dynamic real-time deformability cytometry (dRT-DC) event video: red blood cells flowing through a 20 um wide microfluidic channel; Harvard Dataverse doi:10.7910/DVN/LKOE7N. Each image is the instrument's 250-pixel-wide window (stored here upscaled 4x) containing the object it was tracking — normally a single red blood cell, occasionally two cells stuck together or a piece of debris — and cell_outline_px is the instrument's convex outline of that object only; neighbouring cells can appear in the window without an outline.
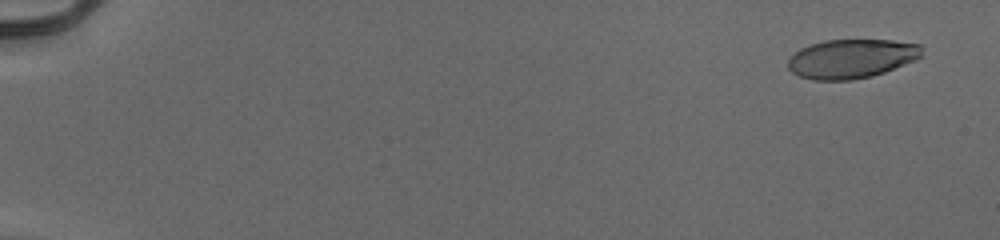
{"species": "human", "species_latin": "Homo sapiens", "temperature_condition": "cold", "stored_images_in_passage": 56, "camera_frame_rate_fps": 3000, "um_per_image_px": 0.085, "donor": {"sex": "male"}, "frame": {"image": 1, "passage_image": 4, "time_ms": 1.0, "image_size_px": [1000, 240], "cell_outline_px": [[924, 56], [916, 60], [884, 72], [872, 76], [852, 80], [812, 80], [800, 76], [792, 72], [788, 68], [788, 60], [800, 48], [824, 40], [892, 40], [920, 44]], "centroid_in_image_um": [72.4, 4.99], "position_along_channel_um": 12.6, "area_um2": 30.58}}
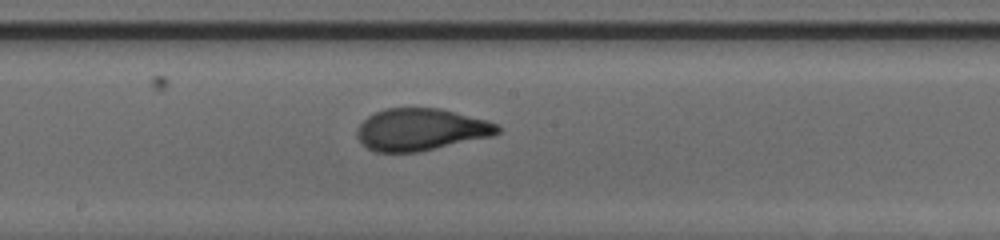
{"frame": {"image": 2, "passage_image": 33, "time_ms": 10.667, "image_size_px": [1000, 240], "cell_outline_px": [[500, 132], [496, 136], [420, 152], [376, 152], [368, 148], [356, 136], [356, 128], [368, 116], [376, 112], [388, 108], [440, 108], [488, 120], [500, 124]], "centroid_in_image_um": [35.84, 11.02], "position_along_channel_um": 212.4, "area_um2": 34.85}}
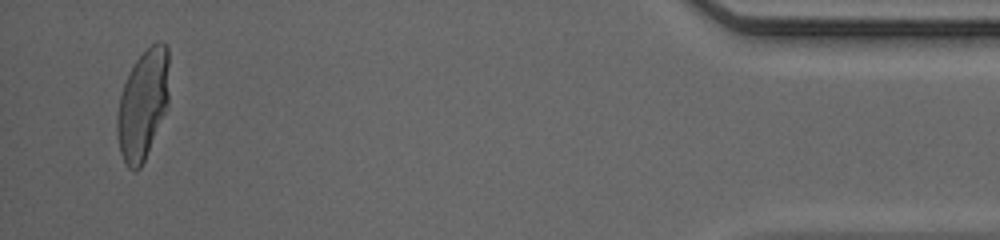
{"frame": {"image": 3, "passage_image": 54, "time_ms": 17.667, "image_size_px": [1000, 240], "cell_outline_px": [[168, 104], [144, 160], [140, 168], [136, 172], [132, 172], [128, 168], [120, 152], [116, 132], [116, 116], [120, 96], [124, 84], [136, 60], [156, 40], [160, 40], [168, 48]], "centroid_in_image_um": [12.13, 8.9], "position_along_channel_um": 423.1, "area_um2": 32.95}, "authors_computed_cell_mechanics": {"area_um2": 33.1483, "velocity_mm_per_s": 3.9603, "shape_relaxation_time_tau1_ms": 5.8528, "shape_relaxation_time_tau2_ms": null, "deformation_change_tau1": 0.247, "deformation_change_tau2": null}}